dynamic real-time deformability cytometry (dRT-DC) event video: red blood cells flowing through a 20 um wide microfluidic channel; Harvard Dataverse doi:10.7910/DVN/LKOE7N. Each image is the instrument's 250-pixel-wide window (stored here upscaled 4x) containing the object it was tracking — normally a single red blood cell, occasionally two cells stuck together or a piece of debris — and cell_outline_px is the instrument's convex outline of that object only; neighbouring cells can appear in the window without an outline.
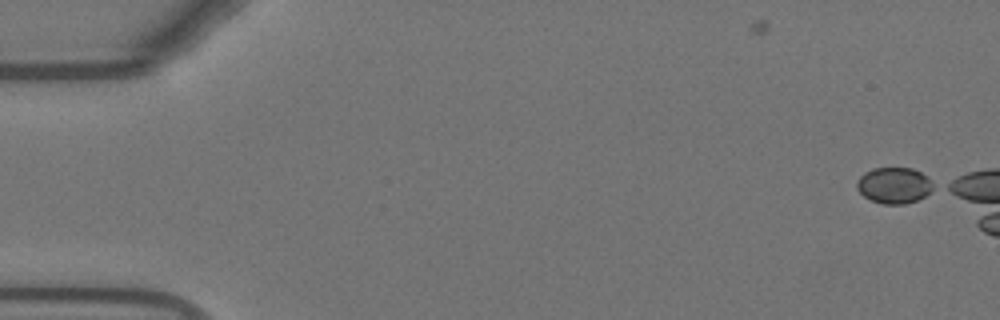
{"species": "Egyptian fruit bat (a non-hibernating species)", "species_latin": "Rousettus aegyptiacus", "temperature_condition": "warm", "stored_images_in_passage": 2, "camera_frame_rate_fps": 3000, "um_per_image_px": 0.085, "animal": {"sex": "female"}, "frame": {"image": 1, "passage_image": 2, "time_ms": 0.333, "image_size_px": [1000, 320], "cell_outline_px": [[936, 188], [924, 196], [916, 200], [904, 204], [884, 204], [872, 200], [864, 196], [856, 188], [856, 184], [860, 176], [864, 172], [872, 168], [912, 168], [920, 172], [936, 184]], "centroid_in_image_um": [76.02, 15.75], "position_along_channel_um": 9.0, "area_um2": 16.13}}